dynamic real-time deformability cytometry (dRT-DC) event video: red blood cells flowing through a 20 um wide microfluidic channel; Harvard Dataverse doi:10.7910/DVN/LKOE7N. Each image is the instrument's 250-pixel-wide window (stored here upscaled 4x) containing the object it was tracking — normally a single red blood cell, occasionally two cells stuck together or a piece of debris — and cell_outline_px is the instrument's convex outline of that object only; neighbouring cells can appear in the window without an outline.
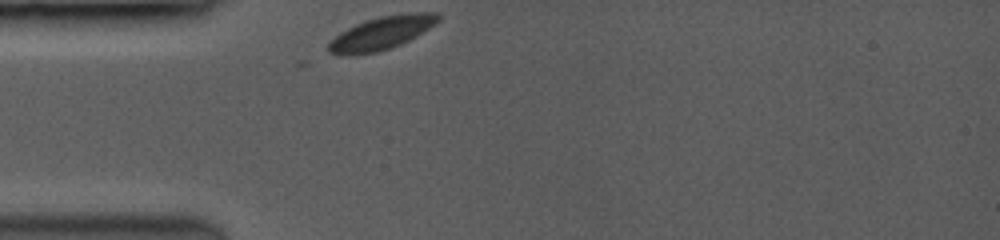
{"species": "common noctule bat (a hibernating species)", "species_latin": "Nyctalus noctula", "temperature_condition": "room temperature", "stored_images_in_passage": 18, "camera_frame_rate_fps": 3500, "um_per_image_px": 0.085, "animal": {"sex": "female", "body_mass_g": 19.0, "forearm_length_mm": 53.3}, "frame": {"image": 1, "passage_image": 1, "time_ms": 0.0, "image_size_px": [1000, 240], "cell_outline_px": [[440, 20], [416, 36], [400, 44], [376, 52], [352, 56], [336, 56], [328, 52], [324, 48], [340, 32], [356, 24], [380, 16], [412, 12], [440, 12]], "centroid_in_image_um": [32.38, 2.83], "position_along_channel_um": 52.6, "area_um2": 21.21}}
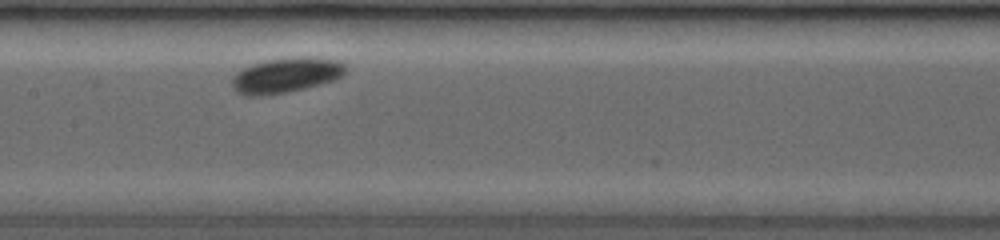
{"frame": {"image": 2, "passage_image": 13, "time_ms": 3.714, "image_size_px": [1000, 240], "cell_outline_px": [[348, 68], [340, 76], [332, 80], [320, 84], [304, 88], [284, 92], [236, 92], [232, 84], [232, 76], [236, 72], [252, 64], [268, 60], [300, 56], [308, 56], [340, 60]], "centroid_in_image_um": [24.4, 6.32], "position_along_channel_um": 183.0, "area_um2": 22.25}}
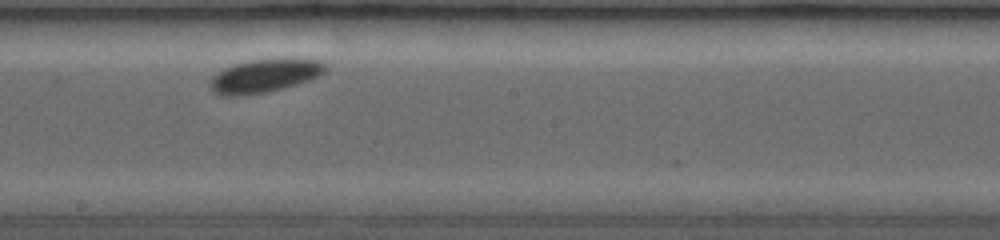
{"frame": {"image": 3, "passage_image": 16, "time_ms": 4.857, "image_size_px": [1000, 240], "cell_outline_px": [[328, 68], [324, 72], [308, 80], [296, 84], [280, 88], [260, 92], [212, 92], [208, 84], [212, 76], [224, 68], [236, 64], [252, 60], [320, 60]], "centroid_in_image_um": [22.51, 6.4], "position_along_channel_um": 225.7, "area_um2": 20.69}}